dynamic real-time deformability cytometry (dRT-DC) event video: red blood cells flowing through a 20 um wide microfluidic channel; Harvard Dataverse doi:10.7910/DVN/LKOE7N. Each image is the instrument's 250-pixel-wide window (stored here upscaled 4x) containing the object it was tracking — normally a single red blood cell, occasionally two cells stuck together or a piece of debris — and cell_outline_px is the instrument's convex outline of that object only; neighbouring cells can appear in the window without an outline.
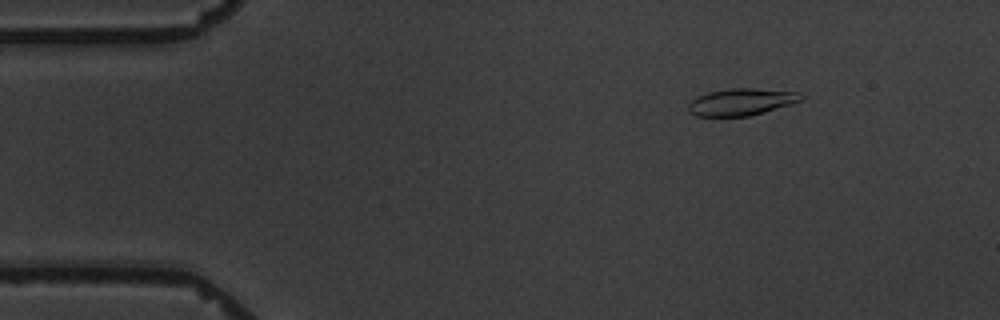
{"species": "common noctule bat (a hibernating species)", "species_latin": "Nyctalus noctula", "temperature_condition": "warm", "stored_images_in_passage": 2, "camera_frame_rate_fps": 3000, "um_per_image_px": 0.085, "animal": {"sex": "male", "body_mass_g": 19.5, "forearm_length_mm": 54.6}, "frame": {"image": 1, "passage_image": 1, "time_ms": 0.0, "image_size_px": [1000, 320], "cell_outline_px": [[804, 100], [792, 104], [764, 112], [748, 116], [696, 116], [688, 112], [688, 104], [696, 96], [708, 92], [732, 88], [756, 88], [800, 92], [804, 96]], "centroid_in_image_um": [63.04, 8.66], "position_along_channel_um": 22.0, "area_um2": 17.92}}